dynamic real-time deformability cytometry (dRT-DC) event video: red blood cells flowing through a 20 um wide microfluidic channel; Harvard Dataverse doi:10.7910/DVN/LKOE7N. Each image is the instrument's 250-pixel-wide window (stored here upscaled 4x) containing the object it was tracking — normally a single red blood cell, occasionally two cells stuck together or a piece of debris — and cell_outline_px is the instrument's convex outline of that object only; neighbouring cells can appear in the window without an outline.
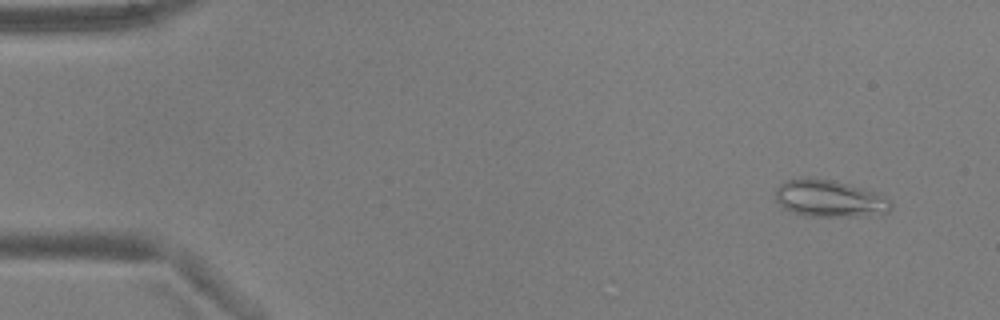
{"species": "common noctule bat (a hibernating species)", "species_latin": "Nyctalus noctula", "temperature_condition": "warm", "stored_images_in_passage": 5, "camera_frame_rate_fps": 3000, "um_per_image_px": 0.085, "animal": {"sex": "male", "body_mass_g": 17.9, "forearm_length_mm": 54.2}, "frame": {"image": 1, "passage_image": 2, "time_ms": 0.333, "image_size_px": [1000, 320], "cell_outline_px": [[892, 208], [888, 212], [856, 216], [804, 216], [792, 212], [784, 208], [776, 200], [776, 188], [784, 180], [832, 180], [876, 192], [892, 200]], "centroid_in_image_um": [70.53, 16.91], "position_along_channel_um": 14.5, "area_um2": 24.33}}